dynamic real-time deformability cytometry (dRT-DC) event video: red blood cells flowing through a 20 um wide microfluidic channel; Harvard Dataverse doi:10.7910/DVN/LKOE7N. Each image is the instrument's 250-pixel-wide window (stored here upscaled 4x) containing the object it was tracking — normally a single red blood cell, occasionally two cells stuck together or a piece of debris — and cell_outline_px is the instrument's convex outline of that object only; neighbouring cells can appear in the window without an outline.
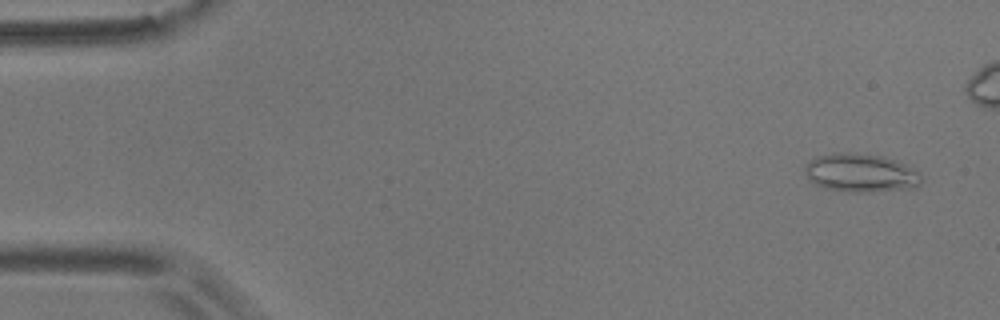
{"species": "common noctule bat (a hibernating species)", "species_latin": "Nyctalus noctula", "temperature_condition": "room temperature", "stored_images_in_passage": 50, "camera_frame_rate_fps": 3000, "um_per_image_px": 0.085, "animal": {"sex": "male", "body_mass_g": 17.9}, "frame": {"image": 1, "passage_image": 3, "time_ms": 0.667, "image_size_px": [1000, 320], "cell_outline_px": [[924, 180], [916, 188], [868, 192], [848, 192], [824, 188], [816, 184], [804, 172], [804, 164], [808, 160], [816, 156], [836, 152], [840, 152], [880, 156], [896, 160], [920, 172]], "centroid_in_image_um": [73.18, 14.7], "position_along_channel_um": 11.8, "area_um2": 26.3}}
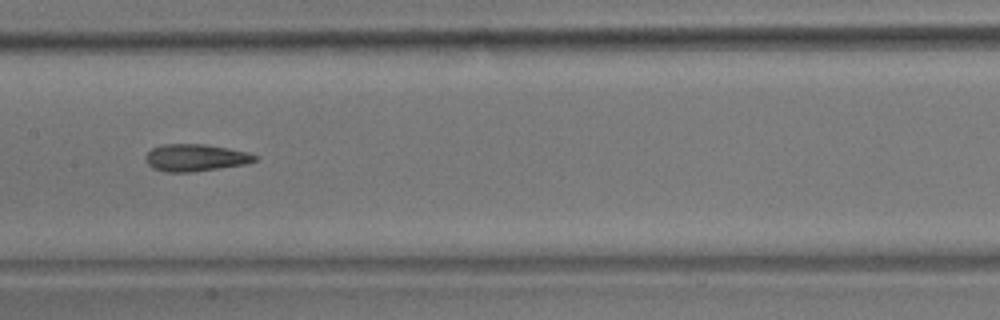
{"frame": {"image": 2, "passage_image": 28, "time_ms": 9.0, "image_size_px": [1000, 320], "cell_outline_px": [[260, 156], [256, 160], [244, 164], [220, 168], [192, 172], [164, 172], [152, 168], [144, 160], [144, 156], [152, 148], [164, 144], [204, 144], [228, 148], [248, 152]], "centroid_in_image_um": [16.59, 13.4], "position_along_channel_um": 190.8, "area_um2": 17.4}}
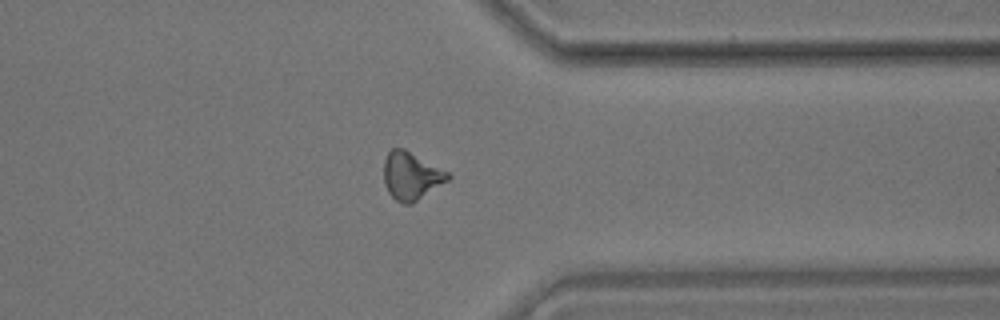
{"frame": {"image": 3, "passage_image": 44, "time_ms": 14.333, "image_size_px": [1000, 320], "cell_outline_px": [[452, 176], [448, 180], [412, 204], [404, 204], [396, 200], [388, 192], [384, 184], [384, 160], [388, 152], [392, 148], [404, 148], [448, 172]], "centroid_in_image_um": [34.93, 14.95], "position_along_channel_um": 376.5, "area_um2": 17.74}}